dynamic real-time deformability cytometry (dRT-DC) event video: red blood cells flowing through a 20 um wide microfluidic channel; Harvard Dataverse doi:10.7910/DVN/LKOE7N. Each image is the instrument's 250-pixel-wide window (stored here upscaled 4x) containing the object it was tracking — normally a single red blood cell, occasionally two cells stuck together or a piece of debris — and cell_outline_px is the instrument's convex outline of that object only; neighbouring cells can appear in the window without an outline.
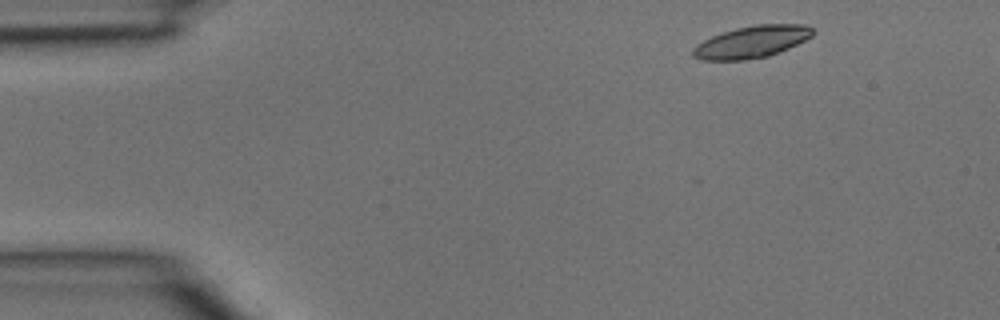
{"species": "common noctule bat (a hibernating species)", "species_latin": "Nyctalus noctula", "temperature_condition": "room temperature", "stored_images_in_passage": 4, "camera_frame_rate_fps": 3000, "um_per_image_px": 0.085, "animal": {"sex": "male", "body_mass_g": 15.6}, "frame": {"image": 1, "passage_image": 1, "time_ms": 0.0, "image_size_px": [1000, 320], "cell_outline_px": [[816, 32], [812, 36], [788, 48], [768, 56], [744, 60], [700, 60], [692, 56], [692, 48], [696, 44], [712, 36], [736, 28], [756, 24], [808, 24]], "centroid_in_image_um": [63.89, 3.55], "position_along_channel_um": 21.1, "area_um2": 22.37}}
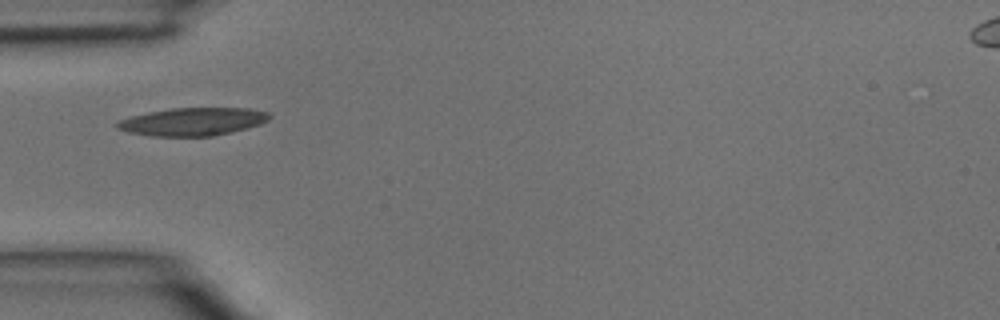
{"frame": {"image": 2, "passage_image": 3, "time_ms": 0.667, "image_size_px": [1000, 320], "cell_outline_px": [[272, 116], [268, 120], [260, 124], [212, 136], [152, 136], [128, 132], [116, 128], [116, 124], [120, 120], [132, 116], [148, 112], [172, 108], [248, 108], [268, 112]], "centroid_in_image_um": [16.37, 10.33], "position_along_channel_um": 68.6, "area_um2": 24.51}}
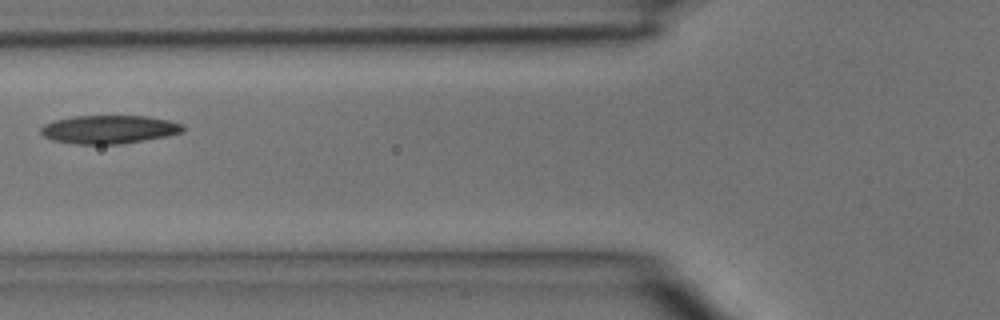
{"frame": {"image": 3, "passage_image": 4, "time_ms": 1.0, "image_size_px": [1000, 320], "cell_outline_px": [[184, 132], [168, 136], [124, 144], [76, 144], [52, 140], [44, 136], [40, 132], [40, 128], [44, 124], [52, 120], [72, 116], [148, 116], [168, 120], [184, 124]], "centroid_in_image_um": [9.28, 11.0], "position_along_channel_um": 116.5, "area_um2": 23.81}}